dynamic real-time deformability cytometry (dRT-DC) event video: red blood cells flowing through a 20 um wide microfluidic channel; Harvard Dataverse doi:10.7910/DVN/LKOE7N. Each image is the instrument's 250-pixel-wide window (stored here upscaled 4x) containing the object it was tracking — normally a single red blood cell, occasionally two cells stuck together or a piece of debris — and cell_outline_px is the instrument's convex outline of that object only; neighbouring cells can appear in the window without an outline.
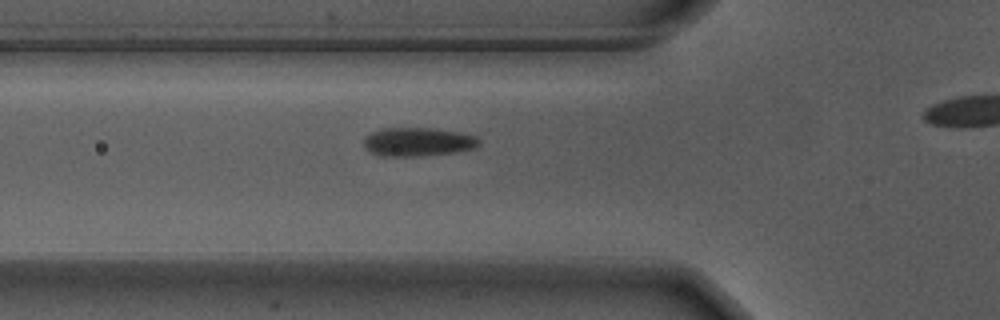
{"species": "Egyptian fruit bat (a non-hibernating species)", "species_latin": "Rousettus aegyptiacus", "temperature_condition": "warm", "stored_images_in_passage": 28, "camera_frame_rate_fps": 3000, "um_per_image_px": 0.085, "animal": {"sex": "male"}, "frame": {"image": 1, "passage_image": 2, "time_ms": 0.333, "image_size_px": [1000, 320], "cell_outline_px": [[480, 144], [472, 148], [452, 152], [420, 156], [380, 156], [364, 148], [364, 136], [380, 128], [432, 128], [460, 132], [476, 136], [480, 140]], "centroid_in_image_um": [35.48, 12.05], "position_along_channel_um": 90.3, "area_um2": 19.25}}
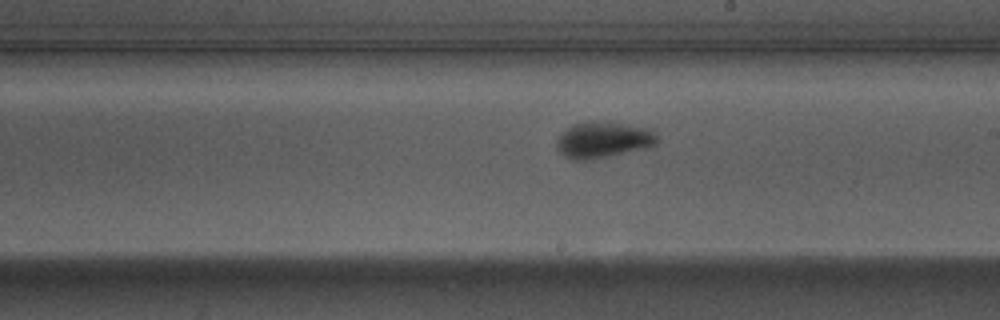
{"frame": {"image": 2, "passage_image": 14, "time_ms": 4.333, "image_size_px": [1000, 320], "cell_outline_px": [[656, 144], [652, 148], [584, 160], [572, 160], [560, 152], [556, 148], [556, 140], [572, 124], [588, 120], [596, 120], [656, 128]], "centroid_in_image_um": [51.33, 11.86], "position_along_channel_um": 237.7, "area_um2": 21.56}}
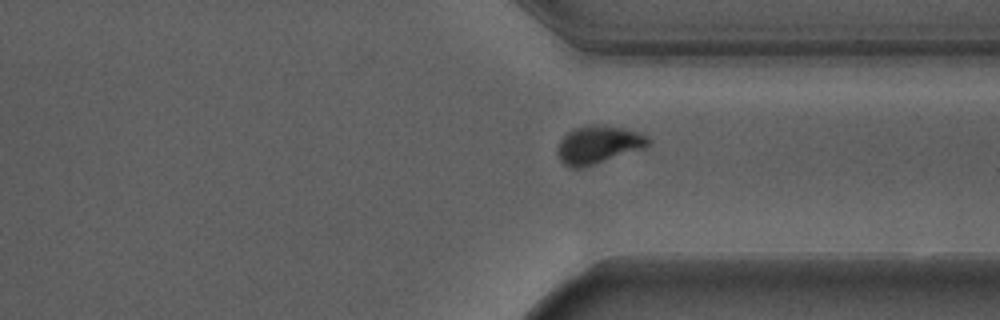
{"frame": {"image": 3, "passage_image": 24, "time_ms": 7.667, "image_size_px": [1000, 320], "cell_outline_px": [[652, 140], [644, 148], [596, 164], [580, 168], [568, 168], [560, 160], [556, 148], [560, 140], [572, 128], [588, 124], [600, 124], [624, 128], [640, 132]], "centroid_in_image_um": [50.84, 12.29], "position_along_channel_um": 360.6, "area_um2": 20.35}}